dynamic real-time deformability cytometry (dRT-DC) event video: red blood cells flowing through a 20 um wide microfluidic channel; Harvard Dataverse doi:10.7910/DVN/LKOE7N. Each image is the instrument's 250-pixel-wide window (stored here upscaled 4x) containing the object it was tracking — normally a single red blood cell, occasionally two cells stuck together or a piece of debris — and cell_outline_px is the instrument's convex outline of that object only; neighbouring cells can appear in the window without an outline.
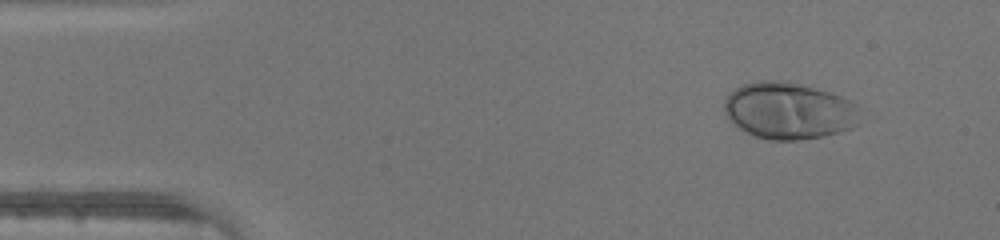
{"species": "human", "species_latin": "Homo sapiens", "temperature_condition": "warm", "stored_images_in_passage": 42, "camera_frame_rate_fps": 3000, "um_per_image_px": 0.085, "donor": {"sex": "male"}, "frame": {"image": 1, "passage_image": 1, "time_ms": 0.0, "image_size_px": [1000, 240], "cell_outline_px": [[856, 124], [852, 128], [824, 136], [796, 140], [768, 140], [756, 136], [740, 128], [728, 120], [724, 112], [724, 100], [736, 88], [744, 84], [760, 80], [788, 80], [828, 92], [852, 100], [856, 108]], "centroid_in_image_um": [67.0, 9.4], "position_along_channel_um": 18.0, "area_um2": 44.62}}
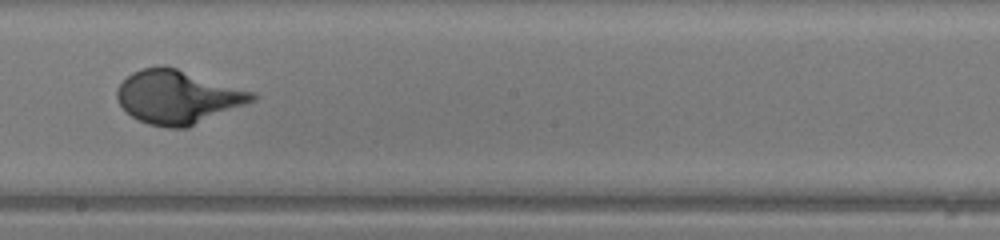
{"frame": {"image": 2, "passage_image": 22, "time_ms": 7.0, "image_size_px": [1000, 240], "cell_outline_px": [[256, 100], [188, 128], [168, 128], [148, 124], [132, 116], [120, 104], [116, 96], [116, 92], [120, 84], [132, 72], [140, 68], [164, 64], [256, 92]], "centroid_in_image_um": [15.13, 8.23], "position_along_channel_um": 233.1, "area_um2": 42.37}}
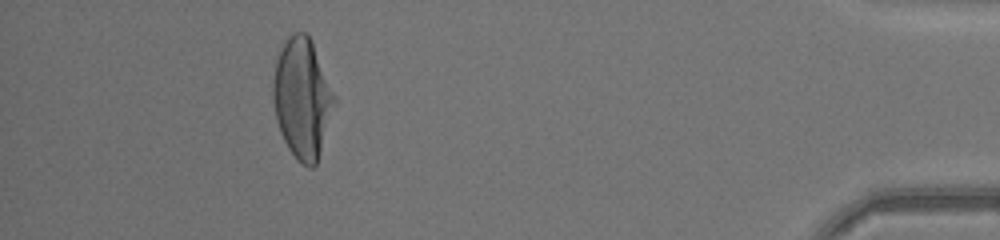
{"frame": {"image": 3, "passage_image": 38, "time_ms": 12.333, "image_size_px": [1000, 240], "cell_outline_px": [[336, 100], [316, 164], [312, 168], [308, 168], [296, 160], [288, 148], [280, 132], [276, 120], [272, 100], [272, 80], [276, 60], [280, 48], [284, 40], [292, 32], [304, 32], [312, 40], [336, 96]], "centroid_in_image_um": [25.67, 8.32], "position_along_channel_um": 409.5, "area_um2": 43.18}}